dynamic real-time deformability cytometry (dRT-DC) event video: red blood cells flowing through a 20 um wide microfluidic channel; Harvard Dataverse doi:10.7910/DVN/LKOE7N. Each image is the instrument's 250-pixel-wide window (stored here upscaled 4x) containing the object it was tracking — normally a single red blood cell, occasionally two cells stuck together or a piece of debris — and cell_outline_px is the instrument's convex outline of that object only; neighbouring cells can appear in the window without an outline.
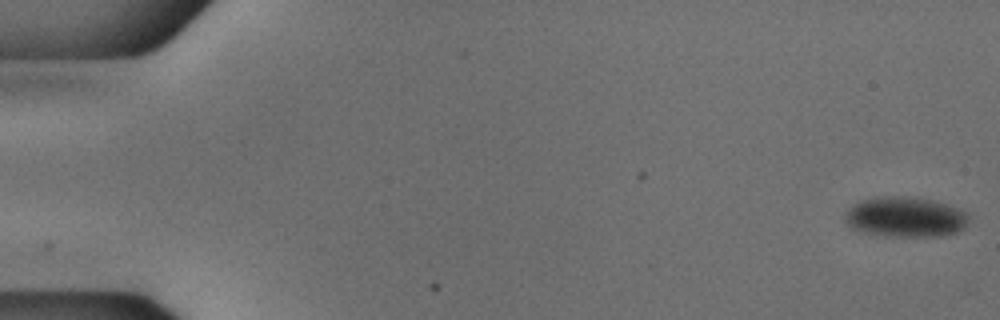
{"species": "common noctule bat (a hibernating species)", "species_latin": "Nyctalus noctula", "temperature_condition": "cold", "stored_images_in_passage": 53, "camera_frame_rate_fps": 3000, "um_per_image_px": 0.085, "animal": {"sex": "male", "body_mass_g": 18.8}, "frame": {"image": 1, "passage_image": 1, "time_ms": 0.0, "image_size_px": [1000, 320], "cell_outline_px": [[968, 220], [964, 228], [956, 232], [940, 236], [884, 236], [860, 232], [852, 228], [844, 220], [844, 212], [852, 204], [860, 200], [876, 196], [916, 196], [948, 204], [964, 212], [968, 216]], "centroid_in_image_um": [76.89, 18.43], "position_along_channel_um": 8.1, "area_um2": 29.42}}
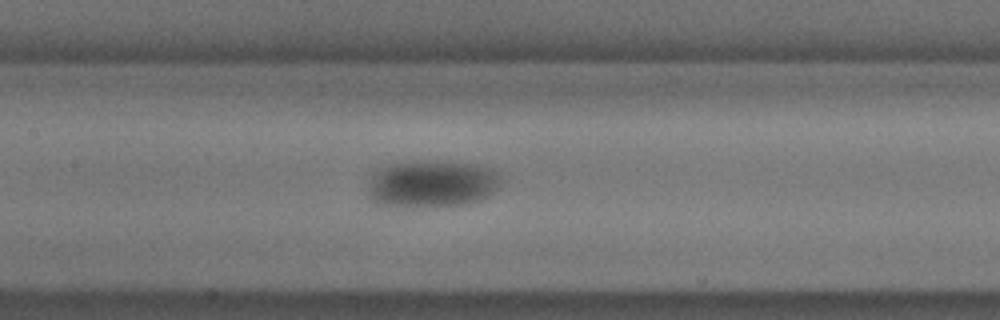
{"frame": {"image": 2, "passage_image": 26, "time_ms": 8.333, "image_size_px": [1000, 320], "cell_outline_px": [[500, 184], [488, 196], [464, 204], [380, 204], [372, 200], [372, 180], [376, 168], [392, 164], [476, 164], [488, 168], [496, 172], [500, 176]], "centroid_in_image_um": [36.78, 15.62], "position_along_channel_um": 170.6, "area_um2": 33.64}}
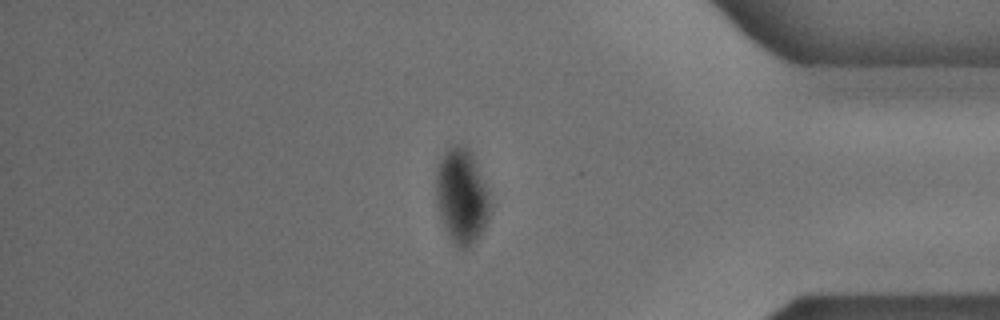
{"frame": {"image": 3, "passage_image": 46, "time_ms": 15.0, "image_size_px": [1000, 320], "cell_outline_px": [[488, 216], [484, 228], [480, 236], [468, 248], [460, 252], [456, 248], [448, 236], [440, 216], [436, 200], [436, 168], [448, 144], [460, 144], [468, 148], [472, 152], [476, 160], [488, 192]], "centroid_in_image_um": [39.21, 16.67], "position_along_channel_um": 396.0, "area_um2": 30.29}}